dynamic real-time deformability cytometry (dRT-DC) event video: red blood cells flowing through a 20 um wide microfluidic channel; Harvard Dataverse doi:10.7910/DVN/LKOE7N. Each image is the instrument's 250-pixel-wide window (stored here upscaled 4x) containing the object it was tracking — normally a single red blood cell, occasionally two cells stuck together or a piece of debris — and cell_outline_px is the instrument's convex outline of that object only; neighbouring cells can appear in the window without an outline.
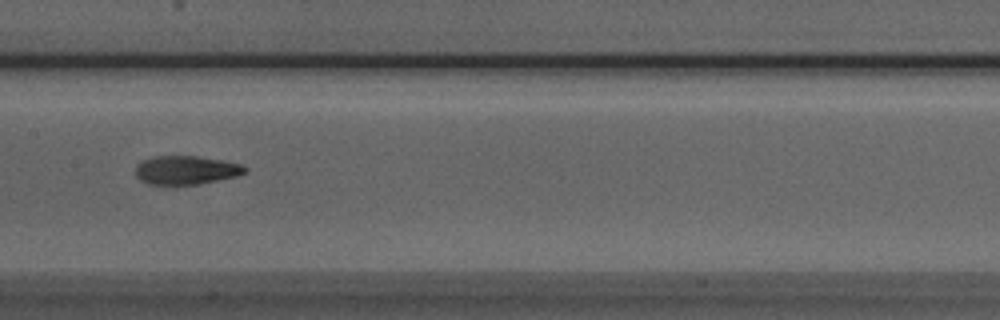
{"species": "Egyptian fruit bat (a non-hibernating species)", "species_latin": "Rousettus aegyptiacus", "temperature_condition": "room temperature", "stored_images_in_passage": 8, "camera_frame_rate_fps": 3000, "um_per_image_px": 0.085, "animal": {"sex": "male"}, "frame": {"image": 1, "passage_image": 8, "time_ms": 2.333, "image_size_px": [1000, 320], "cell_outline_px": [[248, 168], [244, 172], [236, 176], [196, 184], [148, 184], [140, 180], [136, 176], [136, 164], [140, 160], [152, 156], [196, 156], [220, 160], [240, 164]], "centroid_in_image_um": [15.74, 14.44], "position_along_channel_um": 191.7, "area_um2": 18.09}}